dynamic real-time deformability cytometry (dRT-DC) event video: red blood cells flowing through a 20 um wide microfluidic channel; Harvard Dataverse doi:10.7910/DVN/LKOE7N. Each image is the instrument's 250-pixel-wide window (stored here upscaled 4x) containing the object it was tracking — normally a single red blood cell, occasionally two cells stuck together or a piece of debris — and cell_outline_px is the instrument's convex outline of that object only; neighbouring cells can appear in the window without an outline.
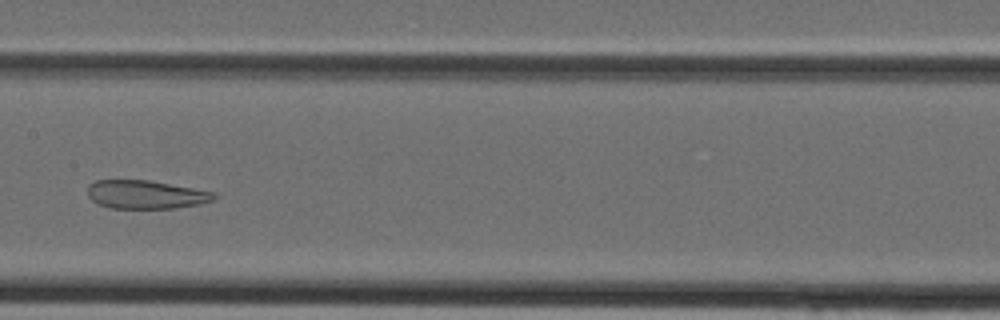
{"species": "Egyptian fruit bat (a non-hibernating species)", "species_latin": "Rousettus aegyptiacus", "temperature_condition": "cold", "stored_images_in_passage": 34, "camera_frame_rate_fps": 3000, "um_per_image_px": 0.085, "animal": {"sex": "female"}, "frame": {"image": 1, "passage_image": 15, "time_ms": 4.667, "image_size_px": [1000, 320], "cell_outline_px": [[220, 196], [216, 200], [200, 204], [176, 208], [108, 208], [96, 204], [88, 196], [88, 184], [96, 180], [148, 180], [216, 192]], "centroid_in_image_um": [12.43, 16.54], "position_along_channel_um": 195.0, "area_um2": 21.27}}
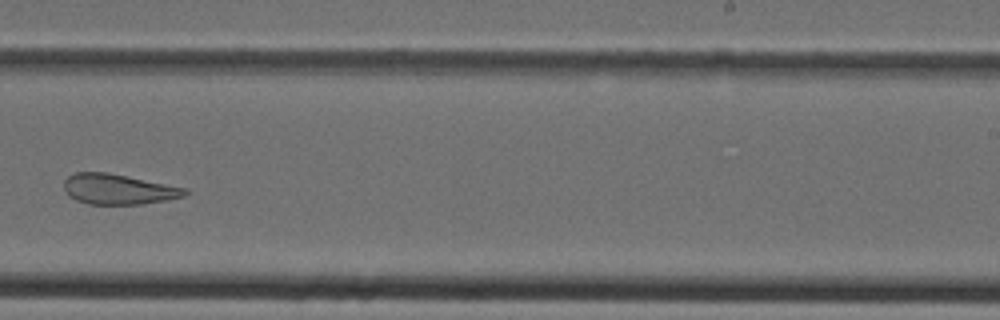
{"frame": {"image": 2, "passage_image": 20, "time_ms": 6.333, "image_size_px": [1000, 320], "cell_outline_px": [[188, 192], [184, 196], [144, 204], [88, 204], [76, 200], [68, 196], [64, 188], [64, 180], [68, 176], [76, 172], [108, 172], [188, 188]], "centroid_in_image_um": [10.04, 16.08], "position_along_channel_um": 279.0, "area_um2": 21.44}}
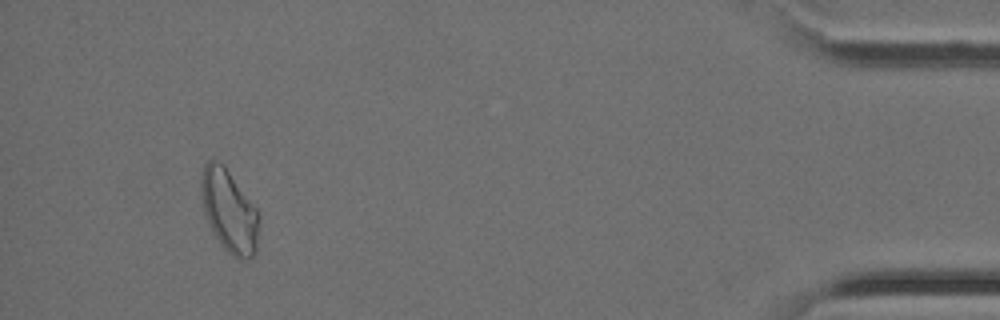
{"frame": {"image": 3, "passage_image": 32, "time_ms": 10.333, "image_size_px": [1000, 320], "cell_outline_px": [[260, 220], [256, 252], [248, 260], [240, 260], [232, 256], [220, 244], [204, 212], [200, 192], [200, 176], [204, 164], [208, 160], [216, 160], [224, 164], [256, 208], [260, 216]], "centroid_in_image_um": [19.49, 17.93], "position_along_channel_um": 415.7, "area_um2": 28.09}}